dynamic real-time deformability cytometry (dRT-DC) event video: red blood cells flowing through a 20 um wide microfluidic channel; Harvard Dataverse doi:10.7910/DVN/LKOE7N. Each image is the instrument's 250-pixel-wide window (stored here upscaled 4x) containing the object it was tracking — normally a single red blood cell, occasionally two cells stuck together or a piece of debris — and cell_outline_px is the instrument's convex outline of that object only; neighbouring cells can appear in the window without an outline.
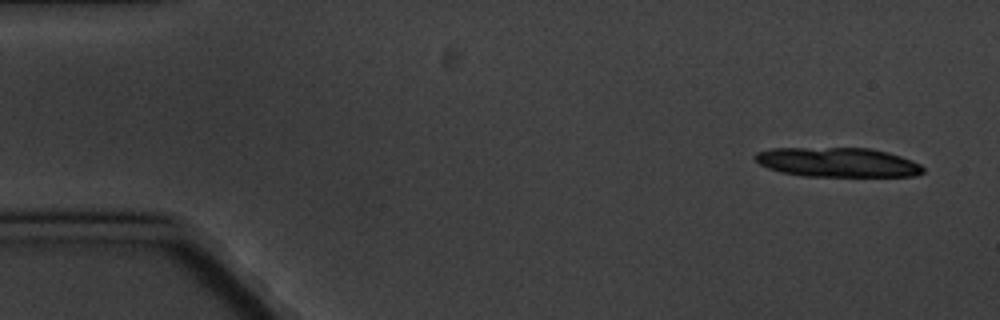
{"species": "common noctule bat (a hibernating species)", "species_latin": "Nyctalus noctula", "temperature_condition": "cold", "stored_images_in_passage": 5, "camera_frame_rate_fps": 3000, "um_per_image_px": 0.085, "animal": {"sex": "male", "body_mass_g": 20.1, "forearm_length_mm": 53.5}, "frame": {"image": 1, "passage_image": 1, "time_ms": 0.0, "image_size_px": [1000, 320], "cell_outline_px": [[924, 172], [916, 176], [804, 176], [780, 172], [768, 168], [760, 164], [752, 156], [756, 152], [772, 148], [868, 148], [888, 152], [912, 160], [920, 164], [924, 168]], "centroid_in_image_um": [71.18, 13.79], "position_along_channel_um": 13.8, "area_um2": 28.9}}